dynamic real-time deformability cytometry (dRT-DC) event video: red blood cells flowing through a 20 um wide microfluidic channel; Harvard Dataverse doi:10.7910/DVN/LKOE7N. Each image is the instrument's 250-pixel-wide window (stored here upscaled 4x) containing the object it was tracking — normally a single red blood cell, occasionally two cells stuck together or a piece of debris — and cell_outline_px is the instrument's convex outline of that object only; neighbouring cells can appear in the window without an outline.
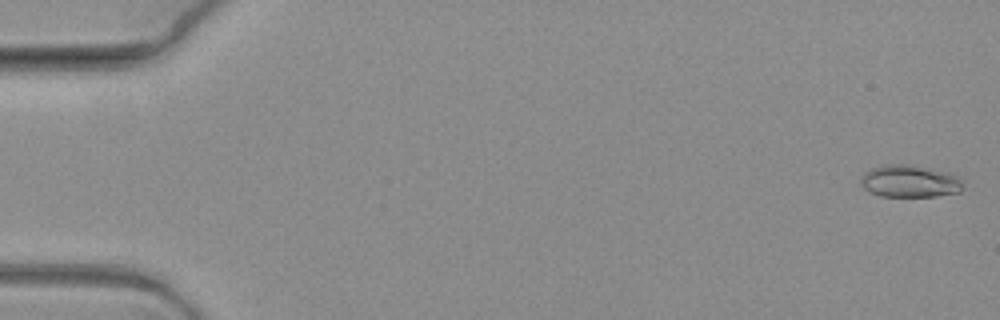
{"species": "common noctule bat (a hibernating species)", "species_latin": "Nyctalus noctula", "temperature_condition": "warm", "stored_images_in_passage": 9, "camera_frame_rate_fps": 3000, "um_per_image_px": 0.085, "animal": {"sex": "female", "body_mass_g": 19.3, "forearm_length_mm": 54.1}, "frame": {"image": 1, "passage_image": 1, "time_ms": 0.0, "image_size_px": [1000, 320], "cell_outline_px": [[960, 192], [936, 196], [880, 196], [868, 192], [860, 184], [860, 176], [864, 172], [872, 168], [888, 164], [904, 164], [948, 172], [956, 176], [960, 180]], "centroid_in_image_um": [77.24, 15.41], "position_along_channel_um": 7.8, "area_um2": 19.02}}
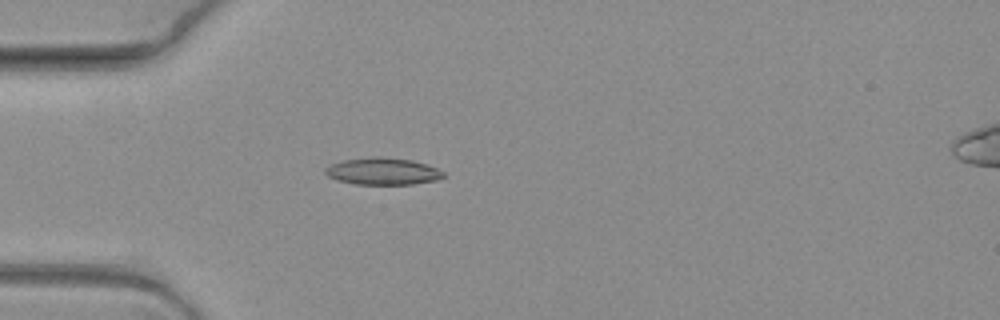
{"frame": {"image": 2, "passage_image": 6, "time_ms": 1.667, "image_size_px": [1000, 320], "cell_outline_px": [[444, 176], [436, 180], [412, 184], [356, 184], [336, 180], [328, 176], [324, 172], [324, 168], [332, 164], [344, 160], [380, 156], [412, 160], [436, 168], [444, 172]], "centroid_in_image_um": [32.51, 14.56], "position_along_channel_um": 52.5, "area_um2": 18.38}}
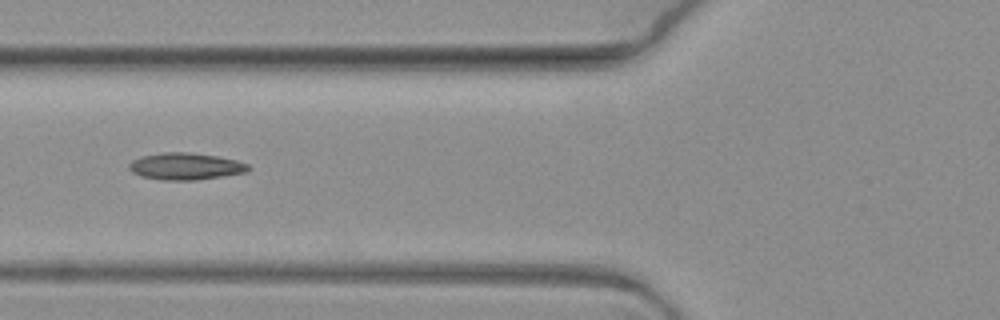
{"frame": {"image": 3, "passage_image": 8, "time_ms": 2.333, "image_size_px": [1000, 320], "cell_outline_px": [[252, 168], [248, 172], [196, 180], [160, 180], [144, 176], [132, 172], [128, 168], [128, 164], [132, 160], [140, 156], [164, 152], [192, 152], [216, 156], [236, 160], [248, 164]], "centroid_in_image_um": [15.78, 14.13], "position_along_channel_um": 110.0, "area_um2": 18.79}}